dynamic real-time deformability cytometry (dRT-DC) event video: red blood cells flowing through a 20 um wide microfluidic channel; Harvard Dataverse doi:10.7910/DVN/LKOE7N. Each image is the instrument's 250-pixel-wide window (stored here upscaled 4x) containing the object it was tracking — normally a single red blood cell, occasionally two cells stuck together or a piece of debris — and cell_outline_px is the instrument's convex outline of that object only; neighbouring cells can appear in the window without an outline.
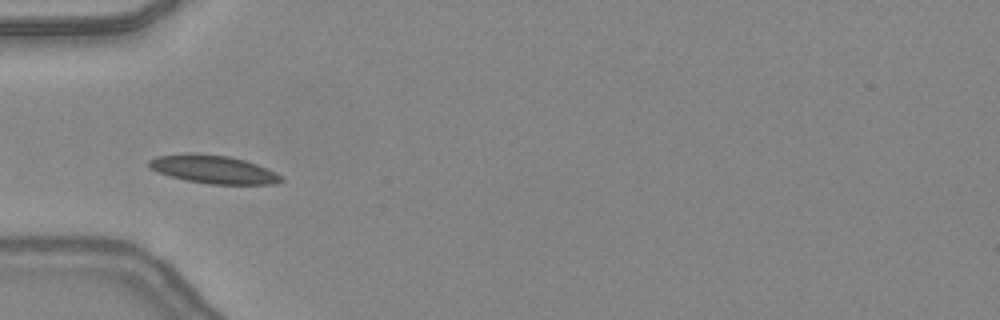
{"species": "common noctule bat (a hibernating species)", "species_latin": "Nyctalus noctula", "temperature_condition": "warm", "stored_images_in_passage": 13, "camera_frame_rate_fps": 3000, "um_per_image_px": 0.085, "animal": {"sex": "female", "body_mass_g": 24.6, "forearm_length_mm": 56.2}, "frame": {"image": 1, "passage_image": 10, "time_ms": 3.0, "image_size_px": [1000, 320], "cell_outline_px": [[284, 180], [276, 184], [208, 184], [188, 180], [172, 176], [148, 168], [148, 160], [156, 156], [188, 152], [192, 152], [228, 156], [244, 160], [256, 164], [276, 172], [284, 176]], "centroid_in_image_um": [18.15, 14.38], "position_along_channel_um": 66.9, "area_um2": 21.79}}